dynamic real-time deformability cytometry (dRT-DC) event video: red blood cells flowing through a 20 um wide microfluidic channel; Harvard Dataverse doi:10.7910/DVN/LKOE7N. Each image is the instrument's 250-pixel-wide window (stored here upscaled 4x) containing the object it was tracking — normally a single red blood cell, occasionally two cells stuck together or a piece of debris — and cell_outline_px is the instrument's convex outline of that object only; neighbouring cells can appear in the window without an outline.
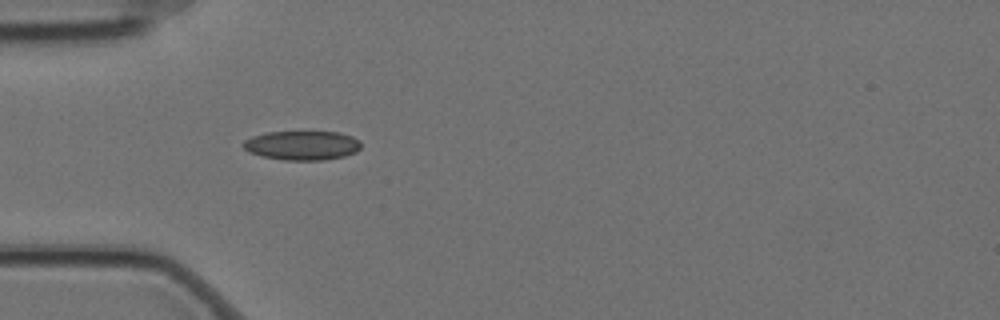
{"species": "Egyptian fruit bat (a non-hibernating species)", "species_latin": "Rousettus aegyptiacus", "temperature_condition": "cold", "stored_images_in_passage": 4, "camera_frame_rate_fps": 3000, "um_per_image_px": 0.085, "animal": {"sex": "female"}, "frame": {"image": 1, "passage_image": 4, "time_ms": 1.0, "image_size_px": [1000, 320], "cell_outline_px": [[360, 148], [356, 152], [344, 156], [324, 160], [284, 160], [264, 156], [248, 152], [244, 148], [244, 140], [252, 136], [268, 132], [340, 132], [352, 136], [360, 140]], "centroid_in_image_um": [25.71, 12.35], "position_along_channel_um": 59.3, "area_um2": 20.0}}